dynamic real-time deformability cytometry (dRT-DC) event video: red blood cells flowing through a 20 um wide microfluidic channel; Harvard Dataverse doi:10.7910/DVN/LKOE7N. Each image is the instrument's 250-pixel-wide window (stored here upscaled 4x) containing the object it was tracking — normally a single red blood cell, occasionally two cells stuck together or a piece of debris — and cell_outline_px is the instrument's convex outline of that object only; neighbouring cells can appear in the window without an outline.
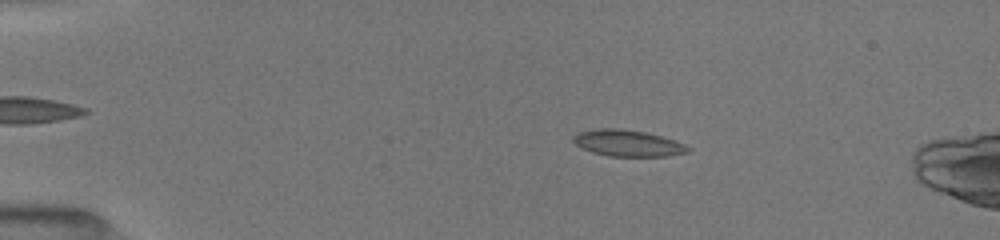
{"species": "common noctule bat (a hibernating species)", "species_latin": "Nyctalus noctula", "temperature_condition": "room temperature", "stored_images_in_passage": 45, "camera_frame_rate_fps": 3000, "um_per_image_px": 0.085, "animal": {"sex": "female", "body_mass_g": 19.5, "forearm_length_mm": 54.1}, "frame": {"image": 1, "passage_image": 4, "time_ms": 1.0, "image_size_px": [1000, 240], "cell_outline_px": [[692, 148], [688, 152], [668, 156], [608, 156], [592, 152], [580, 148], [572, 140], [572, 136], [576, 132], [596, 128], [620, 128], [644, 132], [660, 136], [684, 144]], "centroid_in_image_um": [53.29, 12.16], "position_along_channel_um": 31.7, "area_um2": 17.74}}
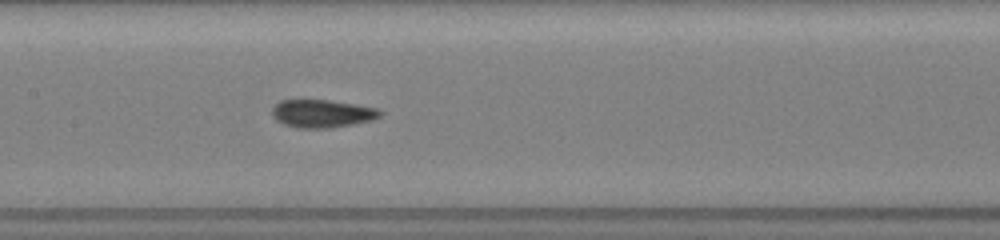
{"frame": {"image": 2, "passage_image": 20, "time_ms": 6.333, "image_size_px": [1000, 240], "cell_outline_px": [[384, 112], [380, 116], [372, 120], [352, 124], [328, 128], [296, 128], [284, 124], [276, 120], [272, 116], [272, 108], [280, 100], [328, 100], [356, 104], [380, 108]], "centroid_in_image_um": [27.4, 9.65], "position_along_channel_um": 180.0, "area_um2": 17.69}}
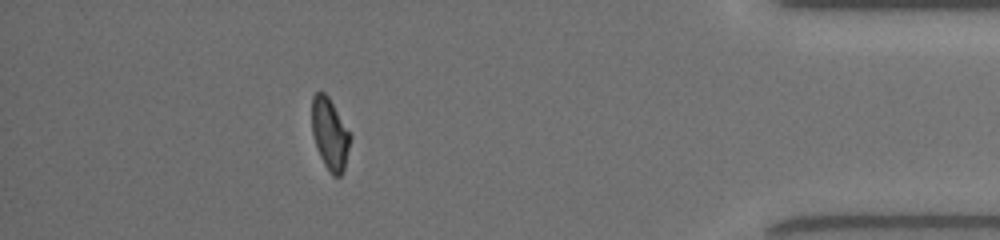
{"frame": {"image": 3, "passage_image": 40, "time_ms": 13.0, "image_size_px": [1000, 240], "cell_outline_px": [[352, 136], [344, 168], [340, 176], [332, 176], [324, 164], [320, 156], [312, 132], [312, 96], [316, 92], [324, 92], [328, 96]], "centroid_in_image_um": [28.04, 11.38], "position_along_channel_um": 407.2, "area_um2": 15.84}, "authors_computed_cell_mechanics": {"area_um2": 17.3978, "velocity_mm_per_s": 4.0286, "shape_relaxation_time_tau1_ms": null, "shape_relaxation_time_tau2_ms": 1.2788, "deformation_change_tau1": null, "deformation_change_tau2": 0.0521}}